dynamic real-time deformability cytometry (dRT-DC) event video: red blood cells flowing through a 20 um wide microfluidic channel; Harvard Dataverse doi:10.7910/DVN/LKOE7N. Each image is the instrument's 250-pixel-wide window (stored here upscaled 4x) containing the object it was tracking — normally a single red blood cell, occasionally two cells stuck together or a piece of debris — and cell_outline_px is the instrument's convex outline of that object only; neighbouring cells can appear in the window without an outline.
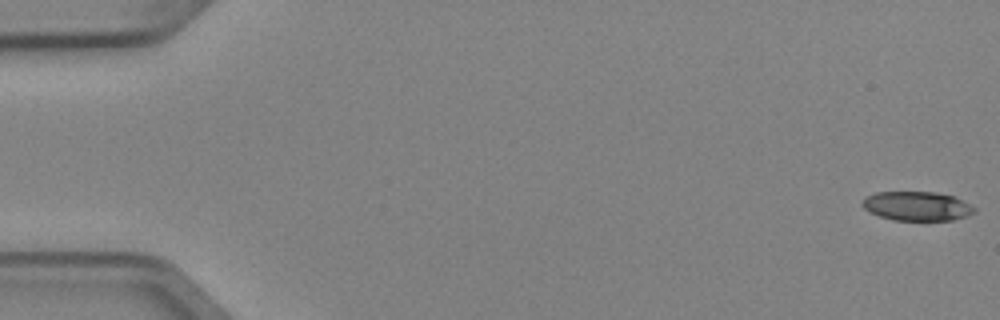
{"species": "Egyptian fruit bat (a non-hibernating species)", "species_latin": "Rousettus aegyptiacus", "temperature_condition": "cold", "stored_images_in_passage": 5, "camera_frame_rate_fps": 3000, "um_per_image_px": 0.085, "animal": {"sex": "female"}, "frame": {"image": 1, "passage_image": 1, "time_ms": 0.0, "image_size_px": [1000, 320], "cell_outline_px": [[976, 212], [952, 220], [892, 220], [880, 216], [864, 208], [860, 204], [864, 196], [876, 192], [932, 192], [952, 196], [976, 208]], "centroid_in_image_um": [77.88, 17.51], "position_along_channel_um": 7.1, "area_um2": 18.84}}
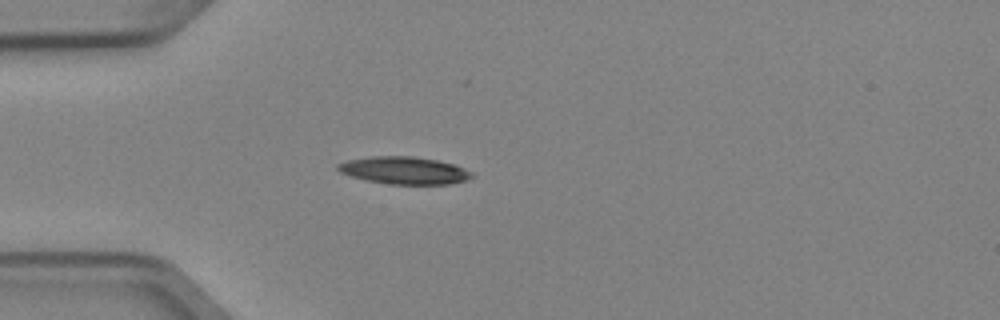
{"frame": {"image": 2, "passage_image": 5, "time_ms": 1.333, "image_size_px": [1000, 320], "cell_outline_px": [[476, 176], [464, 180], [448, 184], [388, 184], [364, 180], [340, 172], [336, 168], [336, 164], [348, 160], [372, 156], [412, 156], [436, 160], [456, 164], [472, 172]], "centroid_in_image_um": [34.36, 14.48], "position_along_channel_um": 50.6, "area_um2": 21.44}}